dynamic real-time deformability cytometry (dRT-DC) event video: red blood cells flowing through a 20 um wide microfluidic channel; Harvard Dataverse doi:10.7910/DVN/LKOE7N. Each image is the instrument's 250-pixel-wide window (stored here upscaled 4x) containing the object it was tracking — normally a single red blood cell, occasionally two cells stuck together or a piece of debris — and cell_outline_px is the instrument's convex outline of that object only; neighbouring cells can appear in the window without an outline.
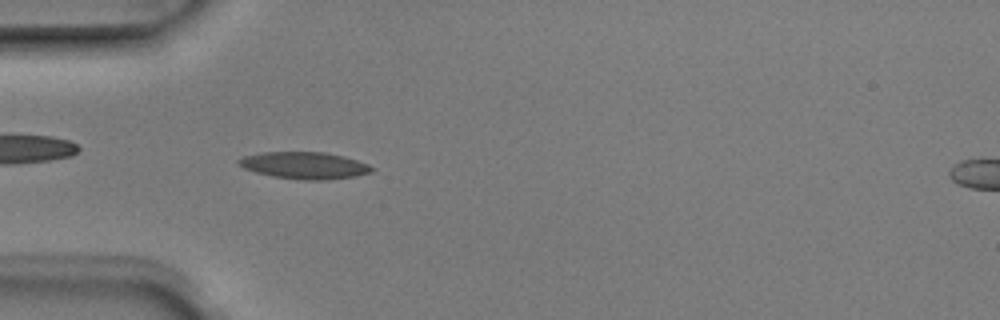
{"species": "Egyptian fruit bat (a non-hibernating species)", "species_latin": "Rousettus aegyptiacus", "temperature_condition": "room temperature", "stored_images_in_passage": 5, "camera_frame_rate_fps": 3000, "um_per_image_px": 0.085, "animal": {"sex": "male"}, "frame": {"image": 1, "passage_image": 5, "time_ms": 1.333, "image_size_px": [1000, 320], "cell_outline_px": [[376, 168], [372, 172], [356, 176], [324, 180], [300, 180], [272, 176], [256, 172], [244, 168], [236, 164], [236, 160], [244, 156], [260, 152], [324, 152], [344, 156], [368, 164]], "centroid_in_image_um": [25.87, 14.06], "position_along_channel_um": 59.1, "area_um2": 21.04}}